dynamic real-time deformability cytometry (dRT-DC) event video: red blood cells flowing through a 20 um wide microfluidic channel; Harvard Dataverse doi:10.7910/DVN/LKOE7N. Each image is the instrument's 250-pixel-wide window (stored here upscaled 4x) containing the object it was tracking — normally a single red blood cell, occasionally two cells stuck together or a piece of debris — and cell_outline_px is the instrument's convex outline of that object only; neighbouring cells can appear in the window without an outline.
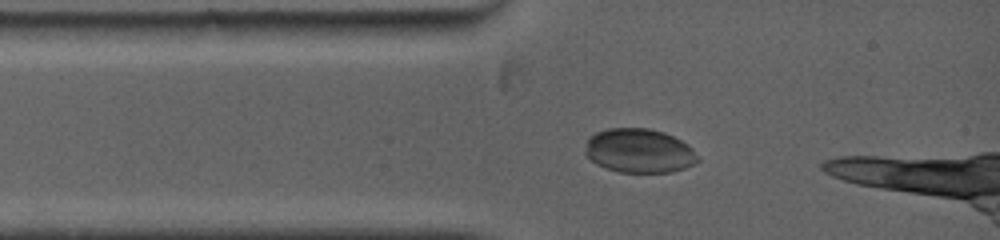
{"species": "common noctule bat (a hibernating species)", "species_latin": "Nyctalus noctula", "temperature_condition": "warm", "stored_images_in_passage": 2, "camera_frame_rate_fps": 5000, "um_per_image_px": 0.085, "animal": {"sex": "female", "body_mass_g": 19.0, "forearm_length_mm": 53.3}, "frame": {"image": 1, "passage_image": 1, "time_ms": 0.0, "image_size_px": [1000, 240], "cell_outline_px": [[700, 160], [696, 164], [672, 172], [620, 172], [596, 164], [584, 152], [588, 140], [596, 132], [608, 128], [648, 128], [664, 132], [688, 144], [700, 156]], "centroid_in_image_um": [54.38, 12.82], "position_along_channel_um": 30.6, "area_um2": 28.96}}